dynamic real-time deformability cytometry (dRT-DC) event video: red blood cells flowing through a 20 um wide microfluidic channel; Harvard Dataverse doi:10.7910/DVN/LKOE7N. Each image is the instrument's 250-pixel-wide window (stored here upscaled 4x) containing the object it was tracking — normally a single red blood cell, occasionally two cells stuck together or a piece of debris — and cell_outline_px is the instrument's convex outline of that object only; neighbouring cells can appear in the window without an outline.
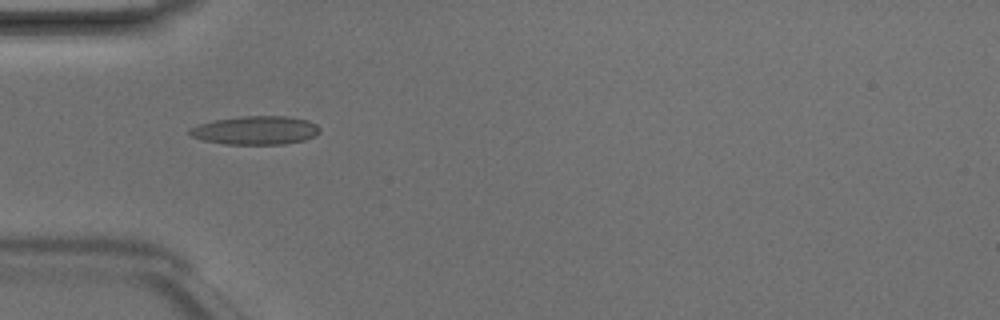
{"species": "Egyptian fruit bat (a non-hibernating species)", "species_latin": "Rousettus aegyptiacus", "temperature_condition": "room temperature", "stored_images_in_passage": 7, "camera_frame_rate_fps": 3000, "um_per_image_px": 0.085, "animal": {"sex": "male"}, "frame": {"image": 1, "passage_image": 5, "time_ms": 1.333, "image_size_px": [1000, 320], "cell_outline_px": [[320, 132], [316, 136], [304, 140], [284, 144], [224, 144], [204, 140], [192, 136], [188, 132], [188, 128], [196, 124], [216, 120], [240, 116], [288, 116], [308, 120], [316, 124], [320, 128]], "centroid_in_image_um": [21.73, 11.07], "position_along_channel_um": 63.3, "area_um2": 21.79}}